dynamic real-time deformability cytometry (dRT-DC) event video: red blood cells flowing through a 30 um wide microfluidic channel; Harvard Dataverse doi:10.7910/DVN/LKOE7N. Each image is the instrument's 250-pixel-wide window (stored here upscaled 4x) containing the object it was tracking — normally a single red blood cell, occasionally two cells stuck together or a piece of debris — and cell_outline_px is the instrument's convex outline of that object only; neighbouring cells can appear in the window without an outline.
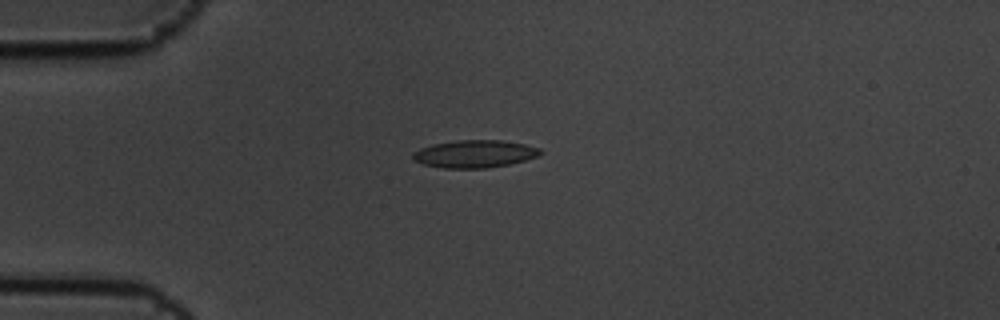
{"species": "common noctule bat (a hibernating species)", "species_latin": "Nyctalus noctula", "temperature_condition": "cold", "stored_images_in_passage": 6, "camera_frame_rate_fps": 3000, "um_per_image_px": 0.085, "animal": {"sex": "male", "body_mass_g": 19.5, "forearm_length_mm": 54.6}, "frame": {"image": 1, "passage_image": 5, "time_ms": 1.333, "image_size_px": [1000, 320], "cell_outline_px": [[544, 152], [536, 156], [524, 160], [508, 164], [488, 168], [444, 168], [424, 164], [412, 160], [412, 152], [420, 148], [432, 144], [460, 140], [500, 140], [524, 144], [540, 148]], "centroid_in_image_um": [40.31, 13.08], "position_along_channel_um": 44.7, "area_um2": 20.4}}